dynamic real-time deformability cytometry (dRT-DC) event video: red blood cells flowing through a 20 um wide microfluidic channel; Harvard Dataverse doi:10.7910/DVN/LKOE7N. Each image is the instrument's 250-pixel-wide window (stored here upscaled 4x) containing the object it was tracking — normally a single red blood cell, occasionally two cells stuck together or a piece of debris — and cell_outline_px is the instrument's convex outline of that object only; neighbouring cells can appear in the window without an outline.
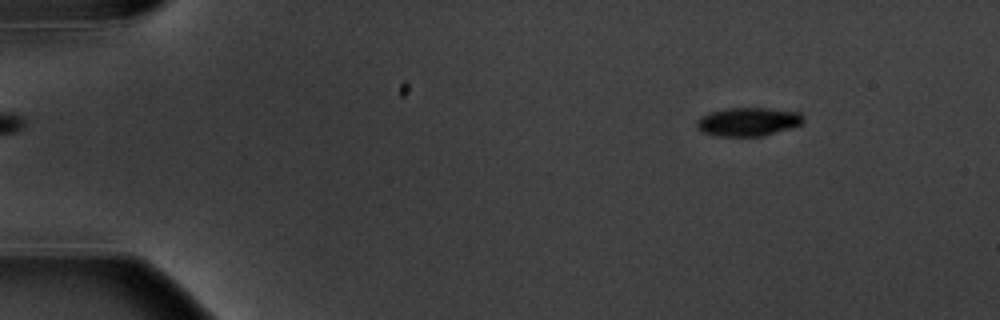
{"species": "common noctule bat (a hibernating species)", "species_latin": "Nyctalus noctula", "temperature_condition": "warm", "stored_images_in_passage": 5, "segment_of_instrument_passage": [2, 2], "camera_frame_rate_fps": 3000, "um_per_image_px": 0.085, "animal": {"sex": "male", "body_mass_g": 20.1, "forearm_length_mm": 53.5}, "frame": {"image": 1, "passage_image": 5, "time_ms": 6.0, "image_size_px": [1000, 320], "cell_outline_px": [[804, 120], [800, 124], [792, 128], [764, 136], [716, 136], [700, 132], [696, 128], [696, 120], [700, 116], [708, 112], [728, 108], [768, 108], [800, 112], [804, 116]], "centroid_in_image_um": [63.56, 10.35], "position_along_channel_um": 21.4, "area_um2": 18.09}}